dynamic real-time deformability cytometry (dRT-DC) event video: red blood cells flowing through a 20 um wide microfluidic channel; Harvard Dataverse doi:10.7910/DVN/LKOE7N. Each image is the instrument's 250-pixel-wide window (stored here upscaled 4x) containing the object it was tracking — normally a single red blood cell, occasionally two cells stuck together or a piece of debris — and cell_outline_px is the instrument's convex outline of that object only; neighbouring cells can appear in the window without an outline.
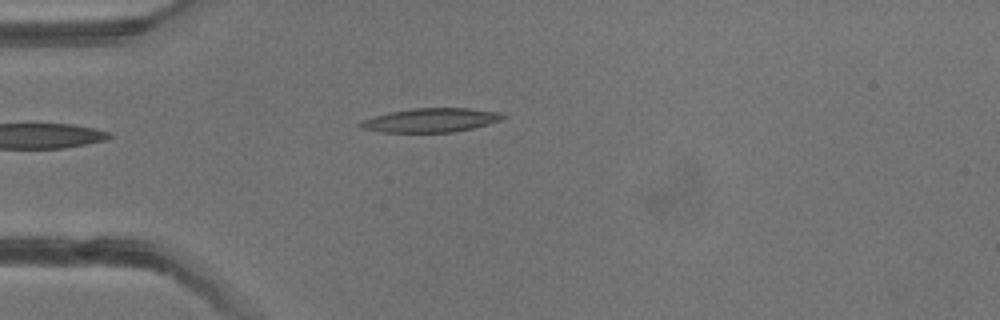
{"species": "common noctule bat (a hibernating species)", "species_latin": "Nyctalus noctula", "temperature_condition": "warm", "stored_images_in_passage": 1, "camera_frame_rate_fps": 3000, "um_per_image_px": 0.085, "animal": {"sex": "male", "body_mass_g": 13.3}, "frame": {"image": 1, "passage_image": 1, "time_ms": 0.0, "image_size_px": [1000, 320], "cell_outline_px": [[508, 116], [500, 120], [488, 124], [472, 128], [452, 132], [380, 132], [364, 128], [356, 124], [364, 120], [388, 112], [412, 108], [468, 108], [496, 112]], "centroid_in_image_um": [36.62, 10.21], "position_along_channel_um": 48.4, "area_um2": 19.65}}